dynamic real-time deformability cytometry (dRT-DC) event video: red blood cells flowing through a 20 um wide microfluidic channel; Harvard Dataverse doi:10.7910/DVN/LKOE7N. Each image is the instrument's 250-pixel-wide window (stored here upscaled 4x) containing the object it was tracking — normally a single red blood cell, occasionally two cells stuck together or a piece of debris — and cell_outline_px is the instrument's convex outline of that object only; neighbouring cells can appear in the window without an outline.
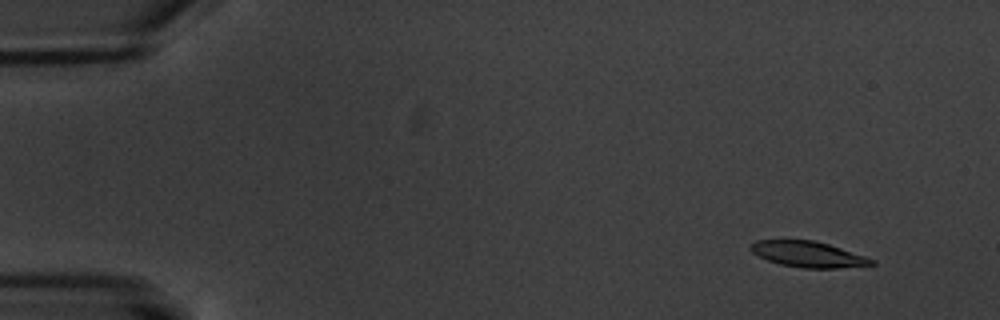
{"species": "common noctule bat (a hibernating species)", "species_latin": "Nyctalus noctula", "temperature_condition": "warm", "stored_images_in_passage": 7, "camera_frame_rate_fps": 3000, "um_per_image_px": 0.085, "animal": {"sex": "male", "body_mass_g": 20.1, "forearm_length_mm": 53.5}, "frame": {"image": 1, "passage_image": 1, "time_ms": 0.0, "image_size_px": [1000, 320], "cell_outline_px": [[876, 264], [836, 268], [804, 268], [780, 264], [768, 260], [752, 252], [748, 248], [756, 240], [812, 240], [828, 244], [876, 260]], "centroid_in_image_um": [68.68, 21.61], "position_along_channel_um": 16.3, "area_um2": 17.92}}
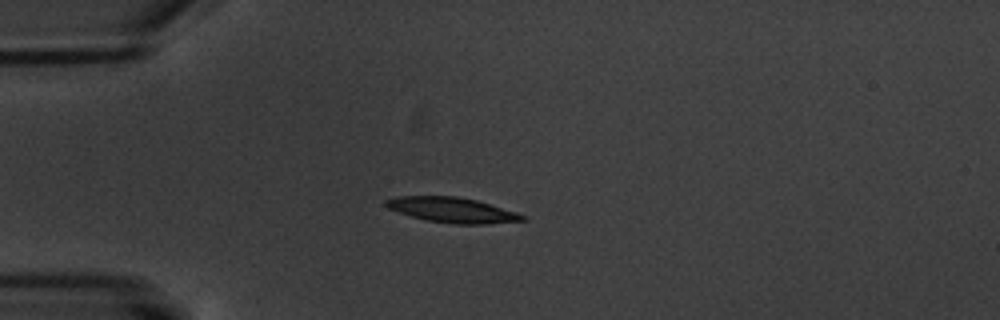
{"frame": {"image": 2, "passage_image": 4, "time_ms": 3.667, "image_size_px": [1000, 320], "cell_outline_px": [[528, 220], [488, 224], [456, 224], [428, 220], [412, 216], [388, 208], [384, 204], [384, 200], [396, 196], [456, 196], [476, 200], [516, 212], [528, 216]], "centroid_in_image_um": [38.47, 17.85], "position_along_channel_um": 46.5, "area_um2": 19.94}}